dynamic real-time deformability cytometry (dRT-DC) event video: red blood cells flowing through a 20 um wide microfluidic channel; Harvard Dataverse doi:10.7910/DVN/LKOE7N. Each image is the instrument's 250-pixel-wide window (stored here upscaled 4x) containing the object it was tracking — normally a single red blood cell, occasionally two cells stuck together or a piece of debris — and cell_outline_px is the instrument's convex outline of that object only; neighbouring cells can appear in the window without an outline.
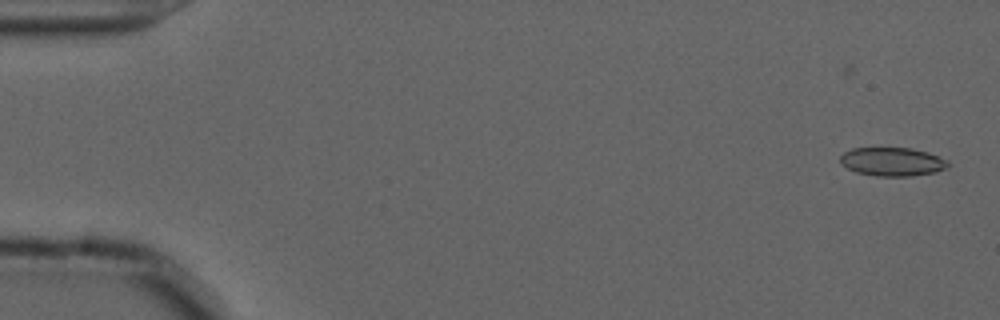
{"species": "common noctule bat (a hibernating species)", "species_latin": "Nyctalus noctula", "temperature_condition": "cold", "stored_images_in_passage": 24, "camera_frame_rate_fps": 3000, "um_per_image_px": 0.085, "animal": {"sex": "male", "forearm_length_mm": 52.5}, "frame": {"image": 1, "passage_image": 1, "time_ms": 0.0, "image_size_px": [1000, 320], "cell_outline_px": [[948, 168], [936, 172], [912, 176], [876, 176], [856, 172], [840, 164], [840, 156], [844, 152], [852, 148], [912, 148], [928, 152], [948, 160]], "centroid_in_image_um": [75.85, 13.75], "position_along_channel_um": 9.1, "area_um2": 18.09}}
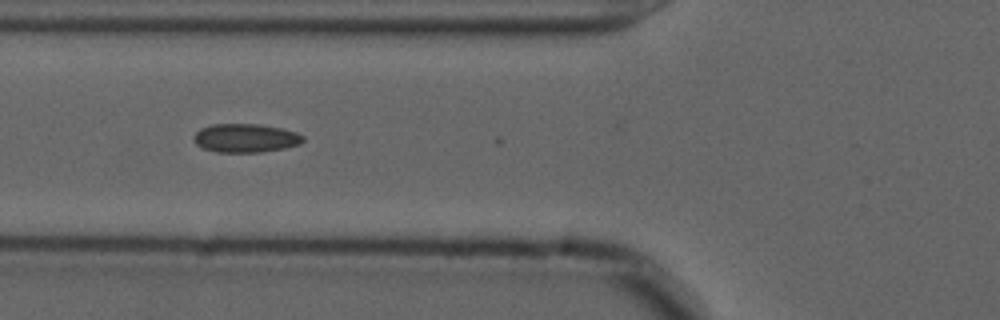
{"frame": {"image": 2, "passage_image": 20, "time_ms": 6.333, "image_size_px": [1000, 320], "cell_outline_px": [[304, 140], [300, 144], [284, 148], [260, 152], [216, 152], [204, 148], [196, 144], [196, 132], [200, 128], [212, 124], [260, 124], [280, 128], [296, 132], [304, 136]], "centroid_in_image_um": [20.9, 11.73], "position_along_channel_um": 104.9, "area_um2": 18.09}}
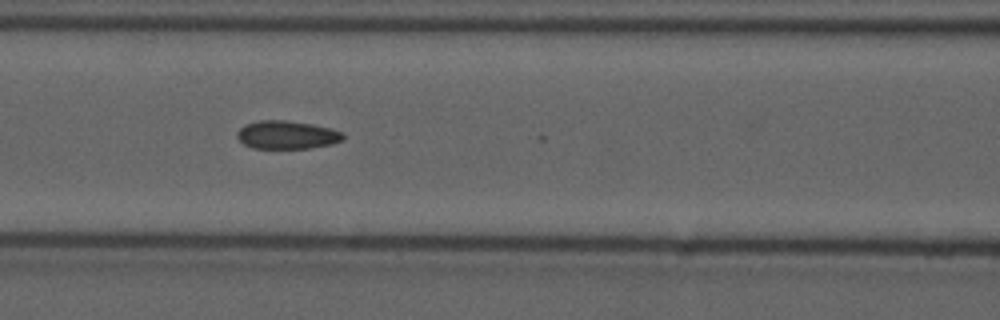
{"frame": {"image": 3, "passage_image": 23, "time_ms": 7.333, "image_size_px": [1000, 320], "cell_outline_px": [[344, 140], [332, 144], [308, 148], [252, 148], [244, 144], [236, 136], [236, 132], [244, 124], [260, 120], [284, 120], [312, 124], [332, 128], [340, 132], [344, 136]], "centroid_in_image_um": [24.37, 11.46], "position_along_channel_um": 142.2, "area_um2": 17.46}}